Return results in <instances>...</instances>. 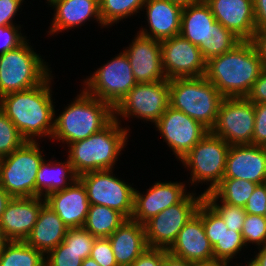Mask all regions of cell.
Returning a JSON list of instances; mask_svg holds the SVG:
<instances>
[{
	"label": "cell",
	"mask_w": 266,
	"mask_h": 266,
	"mask_svg": "<svg viewBox=\"0 0 266 266\" xmlns=\"http://www.w3.org/2000/svg\"><path fill=\"white\" fill-rule=\"evenodd\" d=\"M255 127L252 145L266 147V103H254Z\"/></svg>",
	"instance_id": "obj_43"
},
{
	"label": "cell",
	"mask_w": 266,
	"mask_h": 266,
	"mask_svg": "<svg viewBox=\"0 0 266 266\" xmlns=\"http://www.w3.org/2000/svg\"><path fill=\"white\" fill-rule=\"evenodd\" d=\"M247 266H259V265L256 264V263L251 259V261L247 263Z\"/></svg>",
	"instance_id": "obj_57"
},
{
	"label": "cell",
	"mask_w": 266,
	"mask_h": 266,
	"mask_svg": "<svg viewBox=\"0 0 266 266\" xmlns=\"http://www.w3.org/2000/svg\"><path fill=\"white\" fill-rule=\"evenodd\" d=\"M223 99L205 76L169 80L170 106L201 123L209 131L215 125Z\"/></svg>",
	"instance_id": "obj_5"
},
{
	"label": "cell",
	"mask_w": 266,
	"mask_h": 266,
	"mask_svg": "<svg viewBox=\"0 0 266 266\" xmlns=\"http://www.w3.org/2000/svg\"><path fill=\"white\" fill-rule=\"evenodd\" d=\"M45 258V266H81L83 259L80 254L70 249L64 242L50 250Z\"/></svg>",
	"instance_id": "obj_40"
},
{
	"label": "cell",
	"mask_w": 266,
	"mask_h": 266,
	"mask_svg": "<svg viewBox=\"0 0 266 266\" xmlns=\"http://www.w3.org/2000/svg\"><path fill=\"white\" fill-rule=\"evenodd\" d=\"M126 219L115 209L90 204L83 227L96 238H108Z\"/></svg>",
	"instance_id": "obj_29"
},
{
	"label": "cell",
	"mask_w": 266,
	"mask_h": 266,
	"mask_svg": "<svg viewBox=\"0 0 266 266\" xmlns=\"http://www.w3.org/2000/svg\"><path fill=\"white\" fill-rule=\"evenodd\" d=\"M196 266H229L228 262H214L209 264H197Z\"/></svg>",
	"instance_id": "obj_56"
},
{
	"label": "cell",
	"mask_w": 266,
	"mask_h": 266,
	"mask_svg": "<svg viewBox=\"0 0 266 266\" xmlns=\"http://www.w3.org/2000/svg\"><path fill=\"white\" fill-rule=\"evenodd\" d=\"M68 229L55 211L45 203L25 242L46 255L63 242Z\"/></svg>",
	"instance_id": "obj_26"
},
{
	"label": "cell",
	"mask_w": 266,
	"mask_h": 266,
	"mask_svg": "<svg viewBox=\"0 0 266 266\" xmlns=\"http://www.w3.org/2000/svg\"><path fill=\"white\" fill-rule=\"evenodd\" d=\"M169 106L168 79L137 83L114 107V118L133 116L156 123Z\"/></svg>",
	"instance_id": "obj_13"
},
{
	"label": "cell",
	"mask_w": 266,
	"mask_h": 266,
	"mask_svg": "<svg viewBox=\"0 0 266 266\" xmlns=\"http://www.w3.org/2000/svg\"><path fill=\"white\" fill-rule=\"evenodd\" d=\"M37 197L11 198L0 220V227L9 241H25L37 222L46 199Z\"/></svg>",
	"instance_id": "obj_19"
},
{
	"label": "cell",
	"mask_w": 266,
	"mask_h": 266,
	"mask_svg": "<svg viewBox=\"0 0 266 266\" xmlns=\"http://www.w3.org/2000/svg\"><path fill=\"white\" fill-rule=\"evenodd\" d=\"M162 67L168 80L201 77L206 73V60L198 46L183 36L161 41Z\"/></svg>",
	"instance_id": "obj_14"
},
{
	"label": "cell",
	"mask_w": 266,
	"mask_h": 266,
	"mask_svg": "<svg viewBox=\"0 0 266 266\" xmlns=\"http://www.w3.org/2000/svg\"><path fill=\"white\" fill-rule=\"evenodd\" d=\"M46 160L40 164L36 176V197L43 196L45 198L50 193L64 190L78 179L69 158L65 162Z\"/></svg>",
	"instance_id": "obj_28"
},
{
	"label": "cell",
	"mask_w": 266,
	"mask_h": 266,
	"mask_svg": "<svg viewBox=\"0 0 266 266\" xmlns=\"http://www.w3.org/2000/svg\"><path fill=\"white\" fill-rule=\"evenodd\" d=\"M251 41H241L232 50L206 62L205 77L225 97H246L263 70Z\"/></svg>",
	"instance_id": "obj_2"
},
{
	"label": "cell",
	"mask_w": 266,
	"mask_h": 266,
	"mask_svg": "<svg viewBox=\"0 0 266 266\" xmlns=\"http://www.w3.org/2000/svg\"><path fill=\"white\" fill-rule=\"evenodd\" d=\"M55 8L54 18L50 27V35L62 30L81 26L95 18L102 25L99 0H57L50 7Z\"/></svg>",
	"instance_id": "obj_25"
},
{
	"label": "cell",
	"mask_w": 266,
	"mask_h": 266,
	"mask_svg": "<svg viewBox=\"0 0 266 266\" xmlns=\"http://www.w3.org/2000/svg\"><path fill=\"white\" fill-rule=\"evenodd\" d=\"M145 0H99L102 25L117 24L123 18L133 16L143 9Z\"/></svg>",
	"instance_id": "obj_33"
},
{
	"label": "cell",
	"mask_w": 266,
	"mask_h": 266,
	"mask_svg": "<svg viewBox=\"0 0 266 266\" xmlns=\"http://www.w3.org/2000/svg\"><path fill=\"white\" fill-rule=\"evenodd\" d=\"M37 141H26L0 158V186L12 197H36V176L43 158Z\"/></svg>",
	"instance_id": "obj_7"
},
{
	"label": "cell",
	"mask_w": 266,
	"mask_h": 266,
	"mask_svg": "<svg viewBox=\"0 0 266 266\" xmlns=\"http://www.w3.org/2000/svg\"><path fill=\"white\" fill-rule=\"evenodd\" d=\"M196 193L188 195L144 223L146 241L150 248L169 249L175 242L179 231L197 212L204 200V195L195 197Z\"/></svg>",
	"instance_id": "obj_10"
},
{
	"label": "cell",
	"mask_w": 266,
	"mask_h": 266,
	"mask_svg": "<svg viewBox=\"0 0 266 266\" xmlns=\"http://www.w3.org/2000/svg\"><path fill=\"white\" fill-rule=\"evenodd\" d=\"M168 252L176 257L194 264L216 262L213 247L206 236L202 221V203L197 212L179 231L175 242Z\"/></svg>",
	"instance_id": "obj_16"
},
{
	"label": "cell",
	"mask_w": 266,
	"mask_h": 266,
	"mask_svg": "<svg viewBox=\"0 0 266 266\" xmlns=\"http://www.w3.org/2000/svg\"><path fill=\"white\" fill-rule=\"evenodd\" d=\"M256 29L266 28V0H253Z\"/></svg>",
	"instance_id": "obj_49"
},
{
	"label": "cell",
	"mask_w": 266,
	"mask_h": 266,
	"mask_svg": "<svg viewBox=\"0 0 266 266\" xmlns=\"http://www.w3.org/2000/svg\"><path fill=\"white\" fill-rule=\"evenodd\" d=\"M170 2L177 4L179 6L183 7H187L191 4H195L197 3L199 0H169Z\"/></svg>",
	"instance_id": "obj_53"
},
{
	"label": "cell",
	"mask_w": 266,
	"mask_h": 266,
	"mask_svg": "<svg viewBox=\"0 0 266 266\" xmlns=\"http://www.w3.org/2000/svg\"><path fill=\"white\" fill-rule=\"evenodd\" d=\"M204 200L222 217L228 229L238 232L242 231L247 214L244 207L233 206L224 202L218 204V198L212 192L205 194Z\"/></svg>",
	"instance_id": "obj_34"
},
{
	"label": "cell",
	"mask_w": 266,
	"mask_h": 266,
	"mask_svg": "<svg viewBox=\"0 0 266 266\" xmlns=\"http://www.w3.org/2000/svg\"><path fill=\"white\" fill-rule=\"evenodd\" d=\"M51 76L34 88L0 97L1 111L26 141L35 142L38 141L35 136L51 137L53 134L55 106L51 98Z\"/></svg>",
	"instance_id": "obj_1"
},
{
	"label": "cell",
	"mask_w": 266,
	"mask_h": 266,
	"mask_svg": "<svg viewBox=\"0 0 266 266\" xmlns=\"http://www.w3.org/2000/svg\"><path fill=\"white\" fill-rule=\"evenodd\" d=\"M241 233L246 246L249 243H254L264 247L266 245L265 217L256 214H246Z\"/></svg>",
	"instance_id": "obj_37"
},
{
	"label": "cell",
	"mask_w": 266,
	"mask_h": 266,
	"mask_svg": "<svg viewBox=\"0 0 266 266\" xmlns=\"http://www.w3.org/2000/svg\"><path fill=\"white\" fill-rule=\"evenodd\" d=\"M260 248V249H259ZM259 252L252 260L259 266H266V245L264 247H258Z\"/></svg>",
	"instance_id": "obj_52"
},
{
	"label": "cell",
	"mask_w": 266,
	"mask_h": 266,
	"mask_svg": "<svg viewBox=\"0 0 266 266\" xmlns=\"http://www.w3.org/2000/svg\"><path fill=\"white\" fill-rule=\"evenodd\" d=\"M84 84L87 93L108 102L114 108L137 81L130 61L123 51L98 68L90 78L84 80Z\"/></svg>",
	"instance_id": "obj_9"
},
{
	"label": "cell",
	"mask_w": 266,
	"mask_h": 266,
	"mask_svg": "<svg viewBox=\"0 0 266 266\" xmlns=\"http://www.w3.org/2000/svg\"><path fill=\"white\" fill-rule=\"evenodd\" d=\"M81 266H100L93 258L87 257L85 260H83Z\"/></svg>",
	"instance_id": "obj_55"
},
{
	"label": "cell",
	"mask_w": 266,
	"mask_h": 266,
	"mask_svg": "<svg viewBox=\"0 0 266 266\" xmlns=\"http://www.w3.org/2000/svg\"><path fill=\"white\" fill-rule=\"evenodd\" d=\"M155 126L180 161L210 132L201 123L171 106L166 109Z\"/></svg>",
	"instance_id": "obj_15"
},
{
	"label": "cell",
	"mask_w": 266,
	"mask_h": 266,
	"mask_svg": "<svg viewBox=\"0 0 266 266\" xmlns=\"http://www.w3.org/2000/svg\"><path fill=\"white\" fill-rule=\"evenodd\" d=\"M246 98L253 103H266V69H263Z\"/></svg>",
	"instance_id": "obj_47"
},
{
	"label": "cell",
	"mask_w": 266,
	"mask_h": 266,
	"mask_svg": "<svg viewBox=\"0 0 266 266\" xmlns=\"http://www.w3.org/2000/svg\"><path fill=\"white\" fill-rule=\"evenodd\" d=\"M8 242H9L8 238L5 236V234L3 233L0 227V254Z\"/></svg>",
	"instance_id": "obj_54"
},
{
	"label": "cell",
	"mask_w": 266,
	"mask_h": 266,
	"mask_svg": "<svg viewBox=\"0 0 266 266\" xmlns=\"http://www.w3.org/2000/svg\"><path fill=\"white\" fill-rule=\"evenodd\" d=\"M168 252L163 248L148 247L131 266H162L164 255Z\"/></svg>",
	"instance_id": "obj_45"
},
{
	"label": "cell",
	"mask_w": 266,
	"mask_h": 266,
	"mask_svg": "<svg viewBox=\"0 0 266 266\" xmlns=\"http://www.w3.org/2000/svg\"><path fill=\"white\" fill-rule=\"evenodd\" d=\"M87 191L90 204L103 205L131 219L134 211V187L113 176L112 170L90 171L78 176Z\"/></svg>",
	"instance_id": "obj_12"
},
{
	"label": "cell",
	"mask_w": 266,
	"mask_h": 266,
	"mask_svg": "<svg viewBox=\"0 0 266 266\" xmlns=\"http://www.w3.org/2000/svg\"><path fill=\"white\" fill-rule=\"evenodd\" d=\"M143 7L150 31L142 28L138 33L158 41L180 34L181 6L169 0H145Z\"/></svg>",
	"instance_id": "obj_23"
},
{
	"label": "cell",
	"mask_w": 266,
	"mask_h": 266,
	"mask_svg": "<svg viewBox=\"0 0 266 266\" xmlns=\"http://www.w3.org/2000/svg\"><path fill=\"white\" fill-rule=\"evenodd\" d=\"M247 214L265 215L266 212V183L256 186L244 206Z\"/></svg>",
	"instance_id": "obj_44"
},
{
	"label": "cell",
	"mask_w": 266,
	"mask_h": 266,
	"mask_svg": "<svg viewBox=\"0 0 266 266\" xmlns=\"http://www.w3.org/2000/svg\"><path fill=\"white\" fill-rule=\"evenodd\" d=\"M96 237H94L84 227L72 228L67 230V234L63 242L74 250L80 257L85 260L90 257L93 243Z\"/></svg>",
	"instance_id": "obj_39"
},
{
	"label": "cell",
	"mask_w": 266,
	"mask_h": 266,
	"mask_svg": "<svg viewBox=\"0 0 266 266\" xmlns=\"http://www.w3.org/2000/svg\"><path fill=\"white\" fill-rule=\"evenodd\" d=\"M202 221L205 233L212 247L221 239L226 224L222 217L205 201H202Z\"/></svg>",
	"instance_id": "obj_38"
},
{
	"label": "cell",
	"mask_w": 266,
	"mask_h": 266,
	"mask_svg": "<svg viewBox=\"0 0 266 266\" xmlns=\"http://www.w3.org/2000/svg\"><path fill=\"white\" fill-rule=\"evenodd\" d=\"M113 119L114 108L83 89L57 118L55 116L51 138L71 144L101 131Z\"/></svg>",
	"instance_id": "obj_3"
},
{
	"label": "cell",
	"mask_w": 266,
	"mask_h": 266,
	"mask_svg": "<svg viewBox=\"0 0 266 266\" xmlns=\"http://www.w3.org/2000/svg\"><path fill=\"white\" fill-rule=\"evenodd\" d=\"M55 1H57V0H47V2L49 3V5L53 4Z\"/></svg>",
	"instance_id": "obj_58"
},
{
	"label": "cell",
	"mask_w": 266,
	"mask_h": 266,
	"mask_svg": "<svg viewBox=\"0 0 266 266\" xmlns=\"http://www.w3.org/2000/svg\"><path fill=\"white\" fill-rule=\"evenodd\" d=\"M12 197L0 186V220L5 207Z\"/></svg>",
	"instance_id": "obj_51"
},
{
	"label": "cell",
	"mask_w": 266,
	"mask_h": 266,
	"mask_svg": "<svg viewBox=\"0 0 266 266\" xmlns=\"http://www.w3.org/2000/svg\"><path fill=\"white\" fill-rule=\"evenodd\" d=\"M244 179L255 184L266 183V147L230 145L223 179Z\"/></svg>",
	"instance_id": "obj_18"
},
{
	"label": "cell",
	"mask_w": 266,
	"mask_h": 266,
	"mask_svg": "<svg viewBox=\"0 0 266 266\" xmlns=\"http://www.w3.org/2000/svg\"><path fill=\"white\" fill-rule=\"evenodd\" d=\"M25 142L13 122L0 109V158L11 154Z\"/></svg>",
	"instance_id": "obj_36"
},
{
	"label": "cell",
	"mask_w": 266,
	"mask_h": 266,
	"mask_svg": "<svg viewBox=\"0 0 266 266\" xmlns=\"http://www.w3.org/2000/svg\"><path fill=\"white\" fill-rule=\"evenodd\" d=\"M118 119L114 118L101 131L86 139L68 145V158L78 176L90 171L114 169L117 156L128 142L129 132L127 128L119 126L121 121Z\"/></svg>",
	"instance_id": "obj_4"
},
{
	"label": "cell",
	"mask_w": 266,
	"mask_h": 266,
	"mask_svg": "<svg viewBox=\"0 0 266 266\" xmlns=\"http://www.w3.org/2000/svg\"><path fill=\"white\" fill-rule=\"evenodd\" d=\"M90 257L100 266H118L111 248V243L107 237L95 239Z\"/></svg>",
	"instance_id": "obj_41"
},
{
	"label": "cell",
	"mask_w": 266,
	"mask_h": 266,
	"mask_svg": "<svg viewBox=\"0 0 266 266\" xmlns=\"http://www.w3.org/2000/svg\"><path fill=\"white\" fill-rule=\"evenodd\" d=\"M250 41L260 57L263 68L266 69V28L256 29Z\"/></svg>",
	"instance_id": "obj_48"
},
{
	"label": "cell",
	"mask_w": 266,
	"mask_h": 266,
	"mask_svg": "<svg viewBox=\"0 0 266 266\" xmlns=\"http://www.w3.org/2000/svg\"><path fill=\"white\" fill-rule=\"evenodd\" d=\"M24 0H0V26L13 24V18Z\"/></svg>",
	"instance_id": "obj_46"
},
{
	"label": "cell",
	"mask_w": 266,
	"mask_h": 266,
	"mask_svg": "<svg viewBox=\"0 0 266 266\" xmlns=\"http://www.w3.org/2000/svg\"><path fill=\"white\" fill-rule=\"evenodd\" d=\"M197 264L188 262L184 259L176 257L169 252L164 255L162 266H196Z\"/></svg>",
	"instance_id": "obj_50"
},
{
	"label": "cell",
	"mask_w": 266,
	"mask_h": 266,
	"mask_svg": "<svg viewBox=\"0 0 266 266\" xmlns=\"http://www.w3.org/2000/svg\"><path fill=\"white\" fill-rule=\"evenodd\" d=\"M48 204L69 228L83 227L89 211V200L83 183L77 179L64 190L45 197Z\"/></svg>",
	"instance_id": "obj_22"
},
{
	"label": "cell",
	"mask_w": 266,
	"mask_h": 266,
	"mask_svg": "<svg viewBox=\"0 0 266 266\" xmlns=\"http://www.w3.org/2000/svg\"><path fill=\"white\" fill-rule=\"evenodd\" d=\"M241 41L232 31L226 29L220 22L215 21L206 42H203L199 49L203 58L208 61L212 57L232 50Z\"/></svg>",
	"instance_id": "obj_31"
},
{
	"label": "cell",
	"mask_w": 266,
	"mask_h": 266,
	"mask_svg": "<svg viewBox=\"0 0 266 266\" xmlns=\"http://www.w3.org/2000/svg\"><path fill=\"white\" fill-rule=\"evenodd\" d=\"M127 48L123 51L130 61L137 83L167 79L162 67L161 41L137 33Z\"/></svg>",
	"instance_id": "obj_17"
},
{
	"label": "cell",
	"mask_w": 266,
	"mask_h": 266,
	"mask_svg": "<svg viewBox=\"0 0 266 266\" xmlns=\"http://www.w3.org/2000/svg\"><path fill=\"white\" fill-rule=\"evenodd\" d=\"M254 127V103L246 97H225L210 132L229 145L252 144Z\"/></svg>",
	"instance_id": "obj_11"
},
{
	"label": "cell",
	"mask_w": 266,
	"mask_h": 266,
	"mask_svg": "<svg viewBox=\"0 0 266 266\" xmlns=\"http://www.w3.org/2000/svg\"><path fill=\"white\" fill-rule=\"evenodd\" d=\"M213 16L242 41H250L256 30L253 0H205Z\"/></svg>",
	"instance_id": "obj_21"
},
{
	"label": "cell",
	"mask_w": 266,
	"mask_h": 266,
	"mask_svg": "<svg viewBox=\"0 0 266 266\" xmlns=\"http://www.w3.org/2000/svg\"><path fill=\"white\" fill-rule=\"evenodd\" d=\"M246 246L242 233L225 227L221 239L213 247L214 259L218 262H230Z\"/></svg>",
	"instance_id": "obj_35"
},
{
	"label": "cell",
	"mask_w": 266,
	"mask_h": 266,
	"mask_svg": "<svg viewBox=\"0 0 266 266\" xmlns=\"http://www.w3.org/2000/svg\"><path fill=\"white\" fill-rule=\"evenodd\" d=\"M257 185L240 178L222 179L212 193L220 199V202L244 207Z\"/></svg>",
	"instance_id": "obj_32"
},
{
	"label": "cell",
	"mask_w": 266,
	"mask_h": 266,
	"mask_svg": "<svg viewBox=\"0 0 266 266\" xmlns=\"http://www.w3.org/2000/svg\"><path fill=\"white\" fill-rule=\"evenodd\" d=\"M215 21L209 5L205 0H199L182 8L180 35L199 47L206 42Z\"/></svg>",
	"instance_id": "obj_27"
},
{
	"label": "cell",
	"mask_w": 266,
	"mask_h": 266,
	"mask_svg": "<svg viewBox=\"0 0 266 266\" xmlns=\"http://www.w3.org/2000/svg\"><path fill=\"white\" fill-rule=\"evenodd\" d=\"M118 266H131L148 248L144 224L126 219L109 237Z\"/></svg>",
	"instance_id": "obj_24"
},
{
	"label": "cell",
	"mask_w": 266,
	"mask_h": 266,
	"mask_svg": "<svg viewBox=\"0 0 266 266\" xmlns=\"http://www.w3.org/2000/svg\"><path fill=\"white\" fill-rule=\"evenodd\" d=\"M182 182H156L147 189L146 195L134 190V211L132 220L144 224L164 209L180 203L188 194Z\"/></svg>",
	"instance_id": "obj_20"
},
{
	"label": "cell",
	"mask_w": 266,
	"mask_h": 266,
	"mask_svg": "<svg viewBox=\"0 0 266 266\" xmlns=\"http://www.w3.org/2000/svg\"><path fill=\"white\" fill-rule=\"evenodd\" d=\"M19 28L21 26H0V55L18 48L27 40L22 36L21 31H18Z\"/></svg>",
	"instance_id": "obj_42"
},
{
	"label": "cell",
	"mask_w": 266,
	"mask_h": 266,
	"mask_svg": "<svg viewBox=\"0 0 266 266\" xmlns=\"http://www.w3.org/2000/svg\"><path fill=\"white\" fill-rule=\"evenodd\" d=\"M0 266H45V255L25 241H9L0 254Z\"/></svg>",
	"instance_id": "obj_30"
},
{
	"label": "cell",
	"mask_w": 266,
	"mask_h": 266,
	"mask_svg": "<svg viewBox=\"0 0 266 266\" xmlns=\"http://www.w3.org/2000/svg\"><path fill=\"white\" fill-rule=\"evenodd\" d=\"M27 42L0 55V97L34 88L51 75L46 62Z\"/></svg>",
	"instance_id": "obj_6"
},
{
	"label": "cell",
	"mask_w": 266,
	"mask_h": 266,
	"mask_svg": "<svg viewBox=\"0 0 266 266\" xmlns=\"http://www.w3.org/2000/svg\"><path fill=\"white\" fill-rule=\"evenodd\" d=\"M229 147L224 139L209 132L181 160L191 169V185L210 182L203 195L212 192L224 178Z\"/></svg>",
	"instance_id": "obj_8"
}]
</instances>
